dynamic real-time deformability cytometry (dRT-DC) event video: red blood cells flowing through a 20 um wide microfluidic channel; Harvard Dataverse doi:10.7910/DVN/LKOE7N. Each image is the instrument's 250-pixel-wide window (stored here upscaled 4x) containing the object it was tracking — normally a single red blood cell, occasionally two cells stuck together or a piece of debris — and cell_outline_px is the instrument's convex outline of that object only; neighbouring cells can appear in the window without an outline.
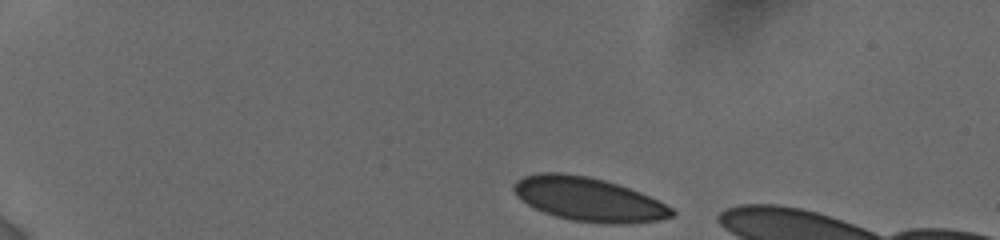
{"species": "human", "species_latin": "Homo sapiens", "temperature_condition": "cold", "stored_images_in_passage": 11, "camera_frame_rate_fps": 3000, "um_per_image_px": 0.085, "donor": {"sex": "female"}, "frame": {"image": 1, "passage_image": 1, "time_ms": 0.0, "image_size_px": [1000, 240], "cell_outline_px": [[676, 216], [660, 220], [628, 224], [608, 224], [572, 220], [556, 216], [544, 212], [528, 204], [516, 196], [512, 188], [512, 184], [516, 180], [524, 176], [540, 172], [560, 172], [588, 176], [604, 180], [640, 192], [672, 208], [676, 212]], "centroid_in_image_um": [50.02, 16.94], "position_along_channel_um": 35.0, "area_um2": 40.34}}